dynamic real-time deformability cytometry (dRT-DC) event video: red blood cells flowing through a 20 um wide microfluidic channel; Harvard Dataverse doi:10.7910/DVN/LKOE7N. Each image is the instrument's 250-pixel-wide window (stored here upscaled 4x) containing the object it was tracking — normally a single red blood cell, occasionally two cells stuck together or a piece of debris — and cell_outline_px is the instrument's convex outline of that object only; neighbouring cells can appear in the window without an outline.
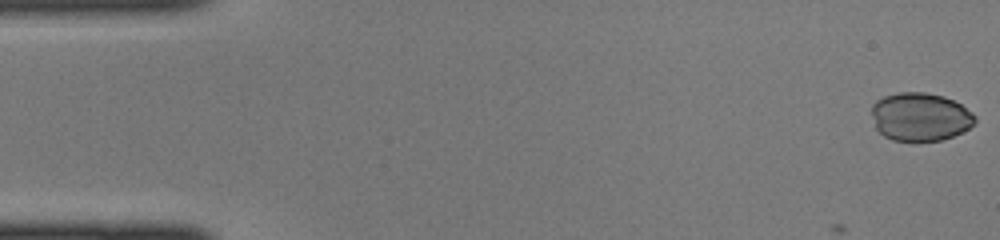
{"species": "common noctule bat (a hibernating species)", "species_latin": "Nyctalus noctula", "temperature_condition": "cold", "stored_images_in_passage": 14, "camera_frame_rate_fps": 3000, "um_per_image_px": 0.085, "animal": {"sex": "female", "body_mass_g": 22.0, "forearm_length_mm": 56.7}, "frame": {"image": 1, "passage_image": 1, "time_ms": 0.0, "image_size_px": [1000, 240], "cell_outline_px": [[976, 120], [968, 128], [952, 136], [940, 140], [892, 140], [884, 136], [876, 128], [872, 116], [872, 104], [876, 100], [884, 96], [900, 92], [924, 92], [944, 96], [960, 104], [972, 112], [976, 116]], "centroid_in_image_um": [78.2, 9.91], "position_along_channel_um": 6.8, "area_um2": 28.84}}